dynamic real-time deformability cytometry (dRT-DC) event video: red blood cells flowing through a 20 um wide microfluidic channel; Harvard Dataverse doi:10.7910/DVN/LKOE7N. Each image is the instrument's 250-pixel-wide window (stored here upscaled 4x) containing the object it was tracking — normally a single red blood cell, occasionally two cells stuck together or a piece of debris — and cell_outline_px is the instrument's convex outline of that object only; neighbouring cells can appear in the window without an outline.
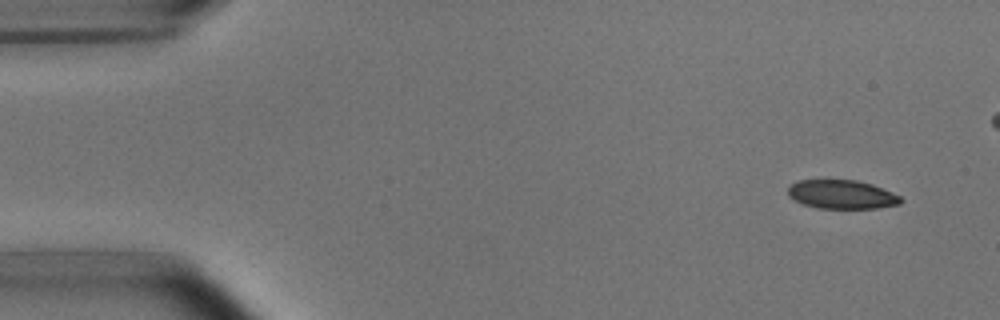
{"species": "common noctule bat (a hibernating species)", "species_latin": "Nyctalus noctula", "temperature_condition": "room temperature", "stored_images_in_passage": 4, "camera_frame_rate_fps": 3000, "um_per_image_px": 0.085, "animal": {"sex": "male", "body_mass_g": 15.6}, "frame": {"image": 1, "passage_image": 1, "time_ms": 0.0, "image_size_px": [1000, 320], "cell_outline_px": [[904, 200], [900, 204], [876, 208], [816, 208], [804, 204], [788, 196], [788, 188], [796, 180], [856, 180], [872, 184], [892, 192], [900, 196]], "centroid_in_image_um": [71.56, 16.52], "position_along_channel_um": 13.4, "area_um2": 18.9}}